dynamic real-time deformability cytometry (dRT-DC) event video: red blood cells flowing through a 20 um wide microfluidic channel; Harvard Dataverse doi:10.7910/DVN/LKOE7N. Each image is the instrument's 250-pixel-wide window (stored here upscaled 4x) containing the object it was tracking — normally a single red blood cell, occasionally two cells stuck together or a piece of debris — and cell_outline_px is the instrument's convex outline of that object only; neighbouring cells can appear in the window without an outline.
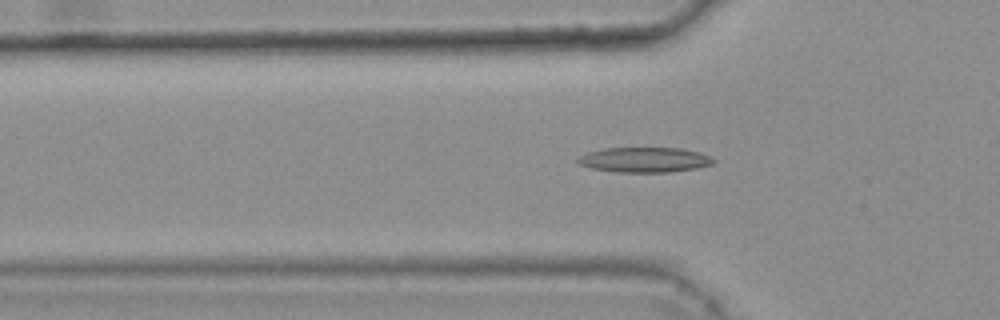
{"species": "common noctule bat (a hibernating species)", "species_latin": "Nyctalus noctula", "temperature_condition": "warm", "stored_images_in_passage": 48, "camera_frame_rate_fps": 3000, "um_per_image_px": 0.085, "animal": {"sex": "female", "body_mass_g": 25.1}, "frame": {"image": 1, "passage_image": 18, "time_ms": 5.667, "image_size_px": [1000, 320], "cell_outline_px": [[716, 160], [712, 164], [696, 168], [668, 172], [616, 172], [592, 168], [580, 164], [576, 160], [580, 156], [588, 152], [604, 148], [680, 148], [700, 152]], "centroid_in_image_um": [54.79, 13.58], "position_along_channel_um": 71.0, "area_um2": 19.65}}
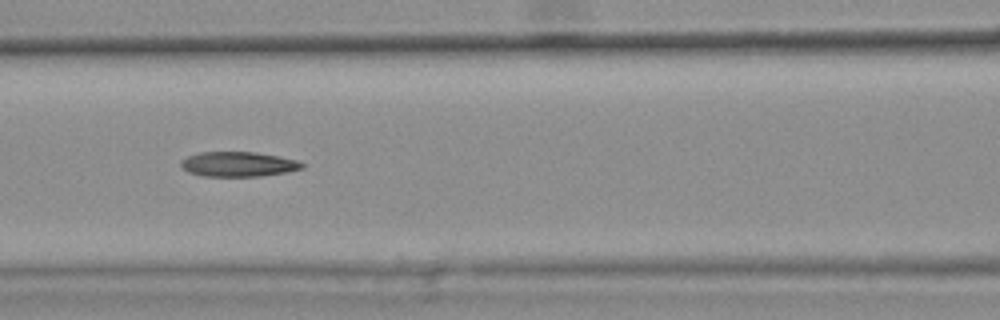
{"frame": {"image": 2, "passage_image": 24, "time_ms": 7.667, "image_size_px": [1000, 320], "cell_outline_px": [[304, 168], [288, 172], [260, 176], [200, 176], [188, 172], [180, 168], [180, 160], [188, 156], [200, 152], [256, 152], [280, 156], [296, 160], [304, 164]], "centroid_in_image_um": [20.23, 13.96], "position_along_channel_um": 146.4, "area_um2": 17.74}}
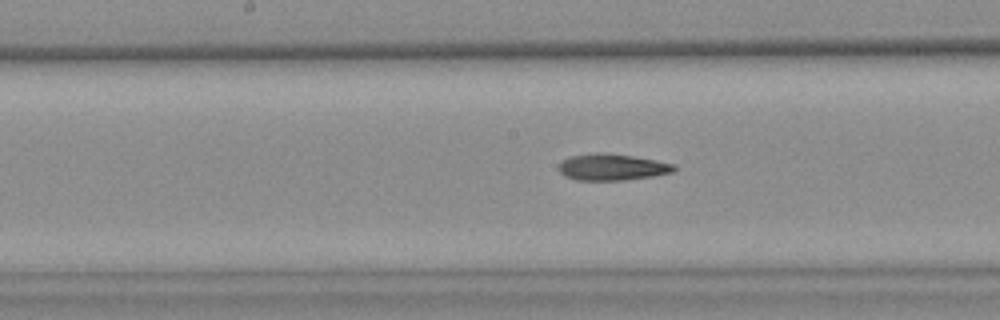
{"frame": {"image": 3, "passage_image": 28, "time_ms": 9.0, "image_size_px": [1000, 320], "cell_outline_px": [[676, 168], [672, 172], [652, 176], [624, 180], [576, 180], [564, 176], [560, 172], [560, 164], [564, 160], [572, 156], [632, 156], [656, 160], [676, 164]], "centroid_in_image_um": [52.1, 14.26], "position_along_channel_um": 196.1, "area_um2": 16.7}}